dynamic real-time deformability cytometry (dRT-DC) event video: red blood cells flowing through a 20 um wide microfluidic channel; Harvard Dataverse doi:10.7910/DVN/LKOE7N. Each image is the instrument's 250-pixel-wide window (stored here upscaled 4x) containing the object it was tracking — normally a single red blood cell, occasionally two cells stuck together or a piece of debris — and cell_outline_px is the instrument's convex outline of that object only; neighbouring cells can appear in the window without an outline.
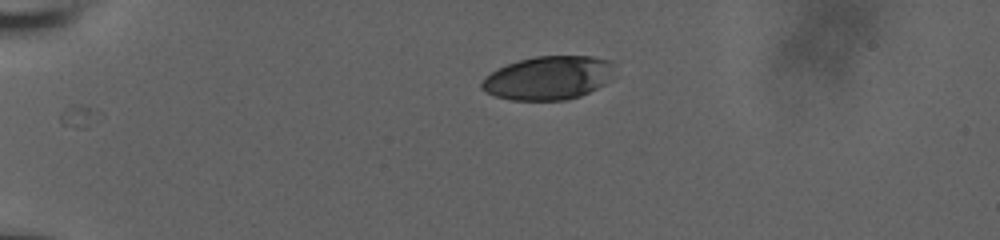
{"species": "human", "species_latin": "Homo sapiens", "temperature_condition": "room temperature", "stored_images_in_passage": 43, "camera_frame_rate_fps": 3000, "um_per_image_px": 0.085, "donor": {"sex": "male"}, "frame": {"image": 1, "passage_image": 1, "time_ms": 0.0, "image_size_px": [1000, 240], "cell_outline_px": [[612, 60], [608, 80], [604, 84], [580, 96], [564, 100], [512, 100], [496, 96], [480, 88], [480, 84], [484, 76], [508, 64], [520, 60], [536, 56], [592, 56]], "centroid_in_image_um": [46.57, 6.62], "position_along_channel_um": 38.4, "area_um2": 33.29}}
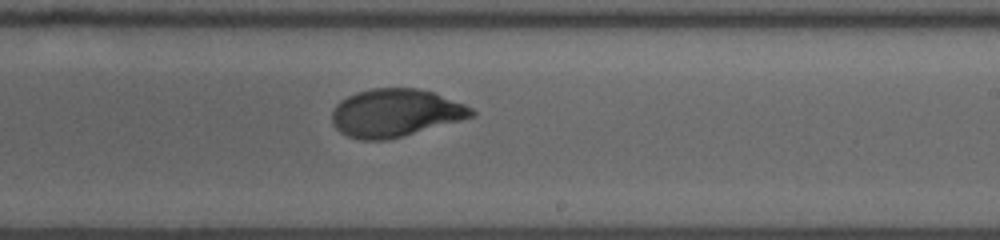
{"frame": {"image": 2, "passage_image": 23, "time_ms": 7.333, "image_size_px": [1000, 240], "cell_outline_px": [[476, 116], [400, 136], [384, 140], [360, 140], [348, 136], [340, 132], [332, 124], [332, 112], [336, 104], [340, 100], [356, 92], [372, 88], [416, 88], [436, 92], [464, 104], [472, 108], [476, 112]], "centroid_in_image_um": [33.6, 9.58], "position_along_channel_um": 255.4, "area_um2": 38.84}}
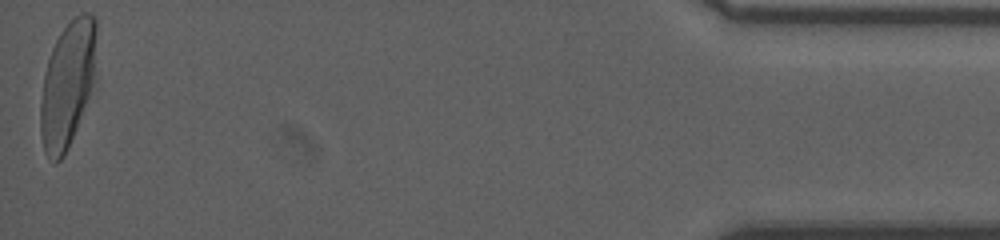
{"frame": {"image": 3, "passage_image": 43, "time_ms": 14.0, "image_size_px": [1000, 240], "cell_outline_px": [[96, 88], [68, 148], [64, 156], [56, 164], [52, 164], [48, 160], [44, 152], [40, 132], [40, 104], [44, 72], [52, 48], [60, 32], [80, 12], [92, 12], [96, 16]], "centroid_in_image_um": [5.78, 7.21], "position_along_channel_um": 429.4, "area_um2": 42.6}, "authors_computed_cell_mechanics": {"area_um2": 38.5526, "velocity_mm_per_s": 3.8309, "shape_relaxation_time_tau1_ms": 3.6199, "shape_relaxation_time_tau2_ms": null, "deformation_change_tau1": 0.1821, "deformation_change_tau2": null}}